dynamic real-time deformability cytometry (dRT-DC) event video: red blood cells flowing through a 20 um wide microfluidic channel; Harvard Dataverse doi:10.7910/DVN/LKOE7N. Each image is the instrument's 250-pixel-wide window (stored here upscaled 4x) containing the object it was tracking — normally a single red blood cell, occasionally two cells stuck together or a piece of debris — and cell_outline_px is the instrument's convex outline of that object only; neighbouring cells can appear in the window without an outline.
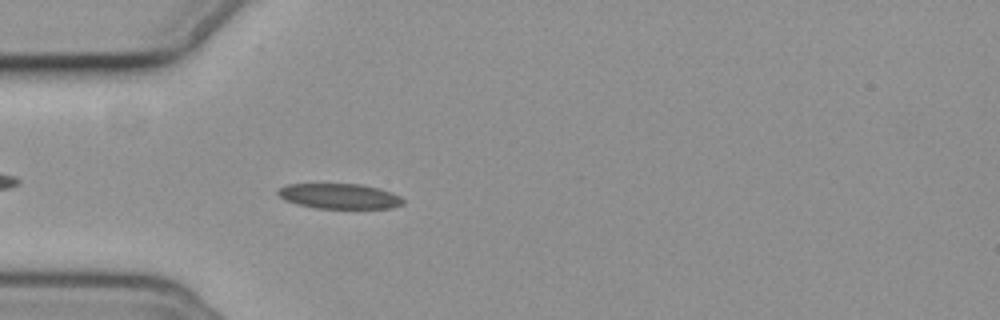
{"species": "common noctule bat (a hibernating species)", "species_latin": "Nyctalus noctula", "temperature_condition": "cold", "stored_images_in_passage": 45, "camera_frame_rate_fps": 3000, "um_per_image_px": 0.085, "animal": {"sex": "female", "body_mass_g": 19.3, "forearm_length_mm": 54.1}, "frame": {"image": 1, "passage_image": 5, "time_ms": 1.333, "image_size_px": [1000, 320], "cell_outline_px": [[404, 204], [392, 208], [316, 208], [296, 204], [284, 200], [276, 192], [280, 188], [288, 184], [360, 184], [380, 188], [400, 196], [404, 200]], "centroid_in_image_um": [28.86, 16.67], "position_along_channel_um": 56.1, "area_um2": 18.38}}
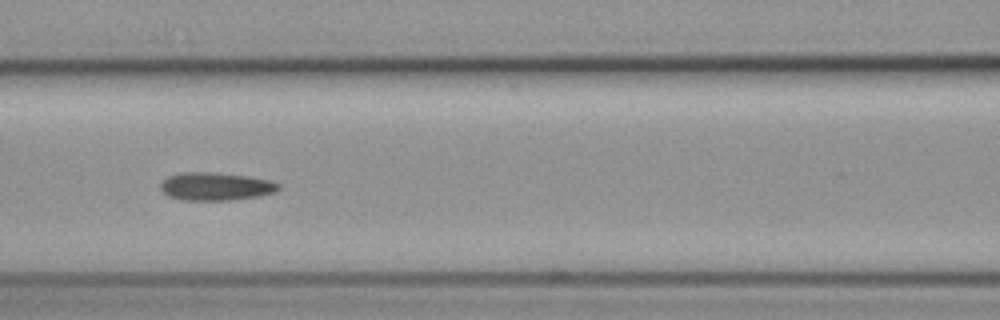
{"frame": {"image": 2, "passage_image": 13, "time_ms": 4.0, "image_size_px": [1000, 320], "cell_outline_px": [[280, 188], [276, 192], [260, 196], [232, 200], [180, 200], [168, 196], [160, 188], [160, 184], [168, 176], [180, 172], [212, 172], [248, 176], [272, 180], [280, 184]], "centroid_in_image_um": [18.36, 15.84], "position_along_channel_um": 148.2, "area_um2": 19.48}}
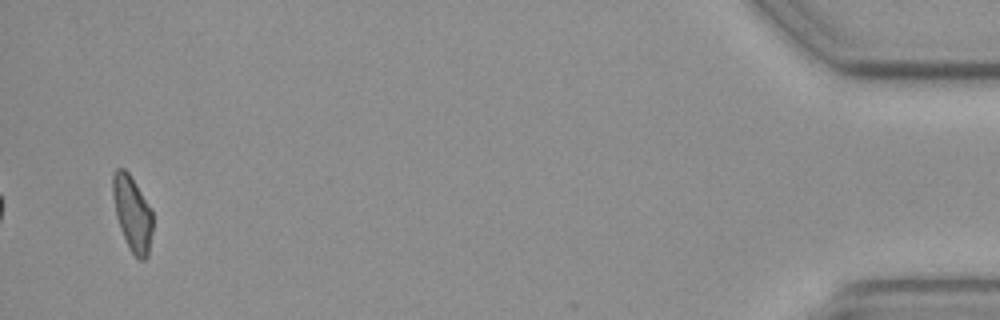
{"frame": {"image": 3, "passage_image": 43, "time_ms": 14.0, "image_size_px": [1000, 320], "cell_outline_px": [[152, 232], [148, 256], [144, 260], [140, 260], [128, 248], [120, 228], [116, 216], [112, 196], [112, 172], [116, 168], [124, 168], [128, 172], [152, 208]], "centroid_in_image_um": [11.24, 18.12], "position_along_channel_um": 424.0, "area_um2": 17.69}, "authors_computed_cell_mechanics": {"area_um2": 18.3226, "velocity_mm_per_s": 3.6701, "shape_relaxation_time_tau1_ms": null, "shape_relaxation_time_tau2_ms": 8.9757, "deformation_change_tau1": null, "deformation_change_tau2": 0.1667}}